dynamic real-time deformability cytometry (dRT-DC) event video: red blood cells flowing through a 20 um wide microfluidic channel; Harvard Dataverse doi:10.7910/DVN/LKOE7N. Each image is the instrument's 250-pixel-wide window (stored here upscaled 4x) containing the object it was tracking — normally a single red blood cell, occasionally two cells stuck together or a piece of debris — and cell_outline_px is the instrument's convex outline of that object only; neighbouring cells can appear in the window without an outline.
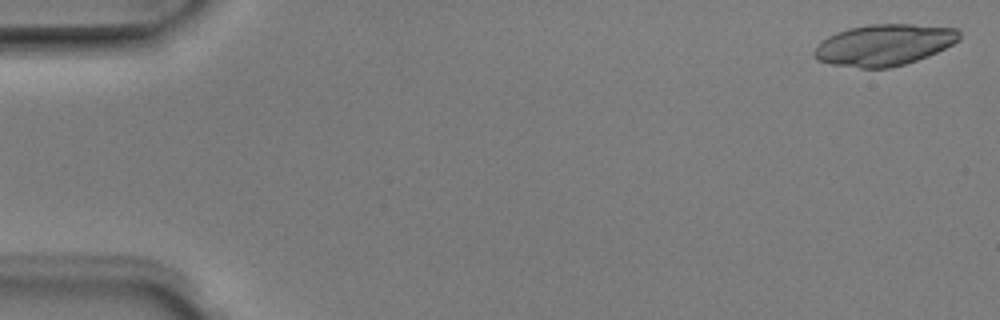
{"species": "Egyptian fruit bat (a non-hibernating species)", "species_latin": "Rousettus aegyptiacus", "temperature_condition": "room temperature", "stored_images_in_passage": 6, "camera_frame_rate_fps": 3000, "um_per_image_px": 0.085, "animal": {"sex": "male"}, "frame": {"image": 1, "passage_image": 1, "time_ms": 0.0, "image_size_px": [1000, 320], "cell_outline_px": [[960, 40], [928, 56], [904, 64], [888, 68], [860, 68], [832, 64], [816, 60], [812, 56], [812, 52], [816, 44], [828, 36], [836, 32], [848, 28], [868, 24], [912, 24], [956, 28], [960, 32]], "centroid_in_image_um": [75.1, 3.81], "position_along_channel_um": 9.9, "area_um2": 35.14}}